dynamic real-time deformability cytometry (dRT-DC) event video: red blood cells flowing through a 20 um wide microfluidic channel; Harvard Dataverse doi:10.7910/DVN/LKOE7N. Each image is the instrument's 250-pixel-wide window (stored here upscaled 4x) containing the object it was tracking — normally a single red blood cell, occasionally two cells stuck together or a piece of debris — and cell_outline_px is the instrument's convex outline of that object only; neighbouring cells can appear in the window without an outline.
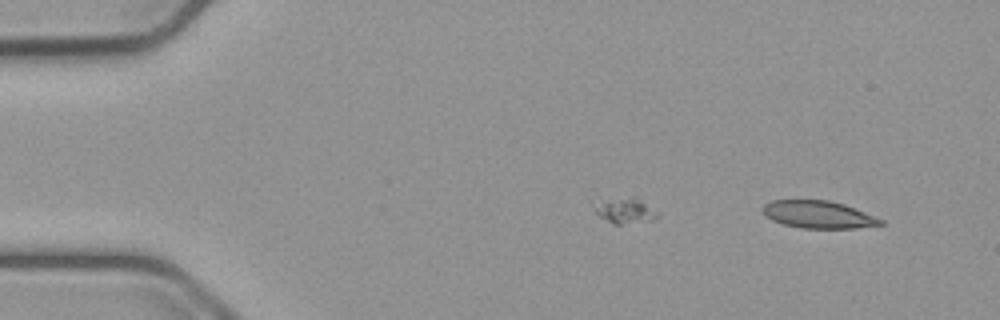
{"species": "common noctule bat (a hibernating species)", "species_latin": "Nyctalus noctula", "temperature_condition": "cold", "stored_images_in_passage": 46, "camera_frame_rate_fps": 3000, "um_per_image_px": 0.085, "animal": {"sex": "male", "body_mass_g": 23.1, "forearm_length_mm": 52.7}, "frame": {"image": 1, "passage_image": 1, "time_ms": 0.0, "image_size_px": [1000, 320], "cell_outline_px": [[884, 224], [856, 228], [804, 228], [784, 224], [772, 220], [764, 212], [764, 204], [772, 200], [828, 200], [844, 204], [884, 220]], "centroid_in_image_um": [69.59, 18.23], "position_along_channel_um": 15.4, "area_um2": 18.55}}
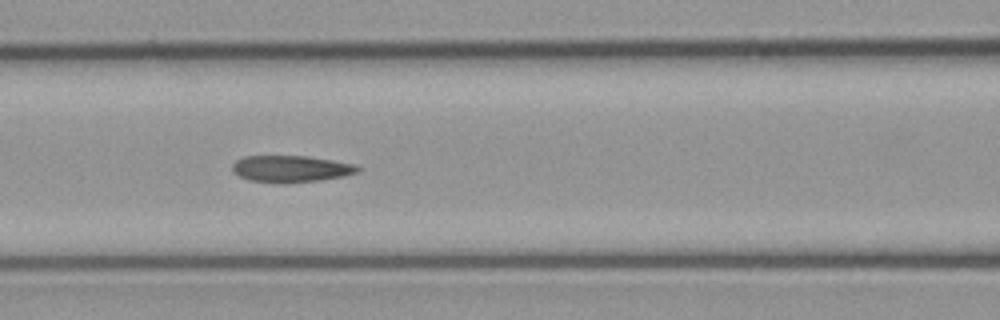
{"frame": {"image": 2, "passage_image": 20, "time_ms": 6.333, "image_size_px": [1000, 320], "cell_outline_px": [[360, 172], [344, 176], [320, 180], [284, 184], [252, 180], [240, 176], [232, 168], [232, 164], [236, 160], [244, 156], [308, 156], [356, 164], [360, 168]], "centroid_in_image_um": [24.78, 14.35], "position_along_channel_um": 141.8, "area_um2": 19.54}}
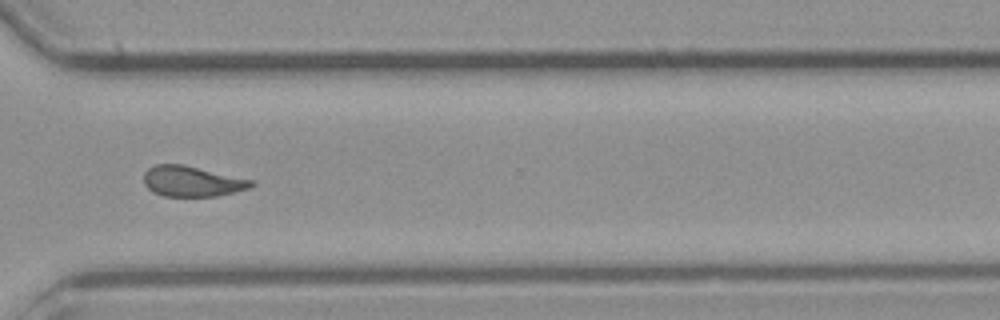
{"frame": {"image": 3, "passage_image": 37, "time_ms": 12.0, "image_size_px": [1000, 320], "cell_outline_px": [[256, 184], [248, 188], [216, 196], [164, 196], [152, 192], [144, 184], [144, 172], [148, 168], [156, 164], [184, 164], [252, 180]], "centroid_in_image_um": [16.28, 15.4], "position_along_channel_um": 354.3, "area_um2": 19.02}, "authors_computed_cell_mechanics": {"area_um2": 19.4786, "velocity_mm_per_s": 3.7571, "shape_relaxation_time_tau1_ms": null, "shape_relaxation_time_tau2_ms": 2.4986, "deformation_change_tau1": null, "deformation_change_tau2": 0.086}}